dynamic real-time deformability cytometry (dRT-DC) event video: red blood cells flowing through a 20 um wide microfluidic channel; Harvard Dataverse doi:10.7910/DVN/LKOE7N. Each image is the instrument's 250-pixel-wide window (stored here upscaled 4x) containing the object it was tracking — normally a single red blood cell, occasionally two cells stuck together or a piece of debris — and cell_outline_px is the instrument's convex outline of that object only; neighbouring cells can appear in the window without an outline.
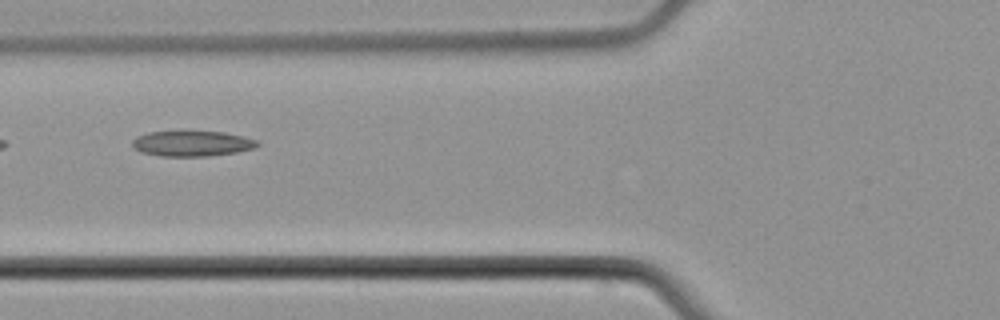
{"species": "common noctule bat (a hibernating species)", "species_latin": "Nyctalus noctula", "temperature_condition": "cold", "stored_images_in_passage": 8, "camera_frame_rate_fps": 3000, "um_per_image_px": 0.085, "animal": {"sex": "male", "body_mass_g": 21.5, "forearm_length_mm": 52.0}, "frame": {"image": 1, "passage_image": 6, "time_ms": 9.0, "image_size_px": [1000, 320], "cell_outline_px": [[260, 144], [256, 148], [236, 152], [208, 156], [160, 156], [140, 152], [132, 144], [132, 140], [136, 136], [148, 132], [224, 132], [244, 136], [260, 140]], "centroid_in_image_um": [16.37, 12.2], "position_along_channel_um": 109.4, "area_um2": 18.55}}
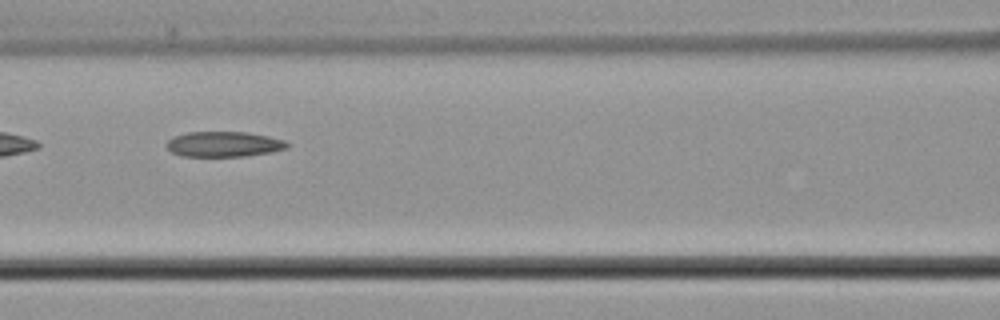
{"frame": {"image": 2, "passage_image": 7, "time_ms": 10.0, "image_size_px": [1000, 320], "cell_outline_px": [[288, 148], [272, 152], [248, 156], [180, 156], [172, 152], [164, 144], [172, 136], [188, 132], [244, 132], [268, 136], [284, 140], [288, 144]], "centroid_in_image_um": [19.0, 12.26], "position_along_channel_um": 147.6, "area_um2": 17.86}}
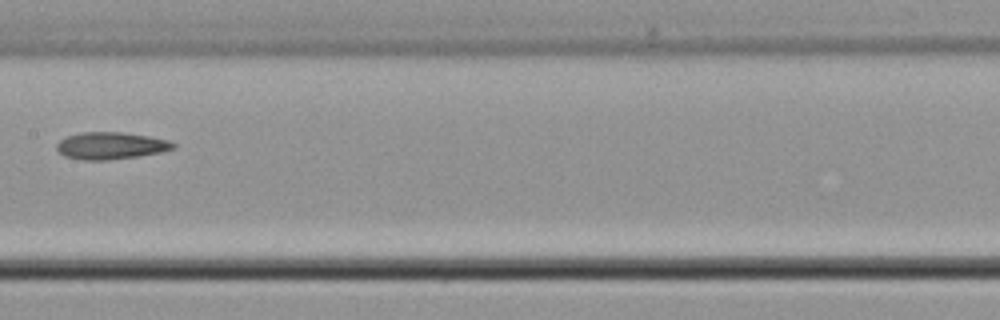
{"frame": {"image": 3, "passage_image": 8, "time_ms": 11.333, "image_size_px": [1000, 320], "cell_outline_px": [[176, 148], [160, 152], [136, 156], [108, 160], [84, 160], [64, 156], [56, 148], [56, 144], [60, 140], [68, 136], [80, 132], [124, 132], [148, 136], [168, 140], [176, 144]], "centroid_in_image_um": [9.41, 12.38], "position_along_channel_um": 198.0, "area_um2": 18.32}}